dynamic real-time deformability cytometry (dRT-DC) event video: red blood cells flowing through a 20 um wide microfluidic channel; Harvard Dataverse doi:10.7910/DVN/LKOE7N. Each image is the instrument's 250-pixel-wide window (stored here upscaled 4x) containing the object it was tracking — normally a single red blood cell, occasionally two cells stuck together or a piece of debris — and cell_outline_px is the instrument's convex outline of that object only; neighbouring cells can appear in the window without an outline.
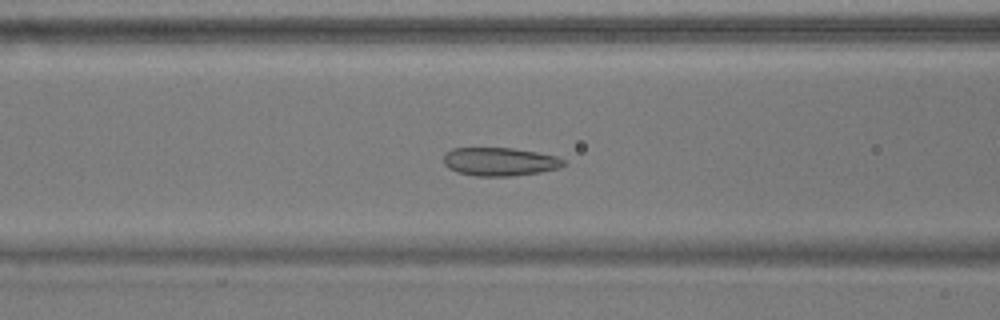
{"species": "common noctule bat (a hibernating species)", "species_latin": "Nyctalus noctula", "temperature_condition": "warm", "stored_images_in_passage": 56, "camera_frame_rate_fps": 3000, "um_per_image_px": 0.085, "animal": {"sex": "male", "body_mass_g": 17.9}, "frame": {"image": 1, "passage_image": 22, "time_ms": 7.0, "image_size_px": [1000, 320], "cell_outline_px": [[564, 164], [560, 168], [540, 172], [512, 176], [476, 176], [456, 172], [448, 168], [444, 164], [444, 152], [452, 148], [512, 148], [536, 152], [556, 156], [564, 160]], "centroid_in_image_um": [42.44, 13.74], "position_along_channel_um": 124.2, "area_um2": 19.88}}
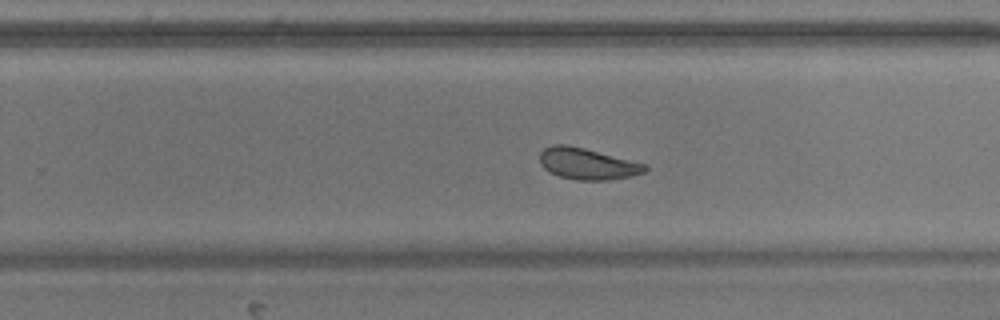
{"frame": {"image": 2, "passage_image": 35, "time_ms": 11.333, "image_size_px": [1000, 320], "cell_outline_px": [[648, 168], [644, 172], [632, 176], [604, 180], [576, 180], [560, 176], [548, 172], [540, 164], [540, 152], [544, 148], [552, 144], [568, 144], [648, 164]], "centroid_in_image_um": [49.92, 13.91], "position_along_channel_um": 279.9, "area_um2": 19.36}}
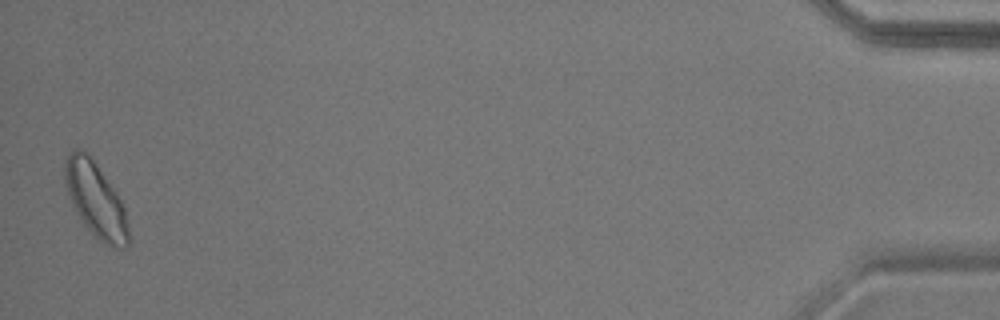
{"frame": {"image": 3, "passage_image": 55, "time_ms": 18.0, "image_size_px": [1000, 320], "cell_outline_px": [[128, 244], [124, 248], [116, 248], [100, 240], [84, 224], [64, 184], [64, 160], [76, 148], [80, 148], [88, 152], [116, 192], [124, 208], [128, 228]], "centroid_in_image_um": [8.12, 16.93], "position_along_channel_um": 427.1, "area_um2": 26.99}}